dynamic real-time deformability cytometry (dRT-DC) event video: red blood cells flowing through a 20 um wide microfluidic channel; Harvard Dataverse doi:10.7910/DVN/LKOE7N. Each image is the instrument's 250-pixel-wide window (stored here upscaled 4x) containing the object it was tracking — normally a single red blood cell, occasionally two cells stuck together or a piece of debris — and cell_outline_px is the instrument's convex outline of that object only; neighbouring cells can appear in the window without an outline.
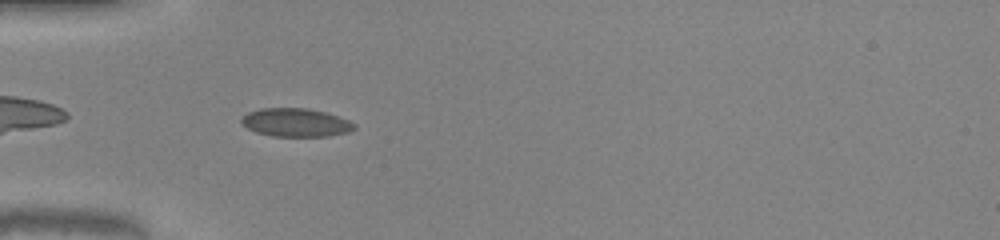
{"species": "common noctule bat (a hibernating species)", "species_latin": "Nyctalus noctula", "temperature_condition": "warm", "stored_images_in_passage": 32, "camera_frame_rate_fps": 3000, "um_per_image_px": 0.085, "animal": {"sex": "male", "body_mass_g": 20.0, "forearm_length_mm": 53.3}, "frame": {"image": 1, "passage_image": 2, "time_ms": 0.333, "image_size_px": [1000, 240], "cell_outline_px": [[356, 128], [348, 132], [328, 136], [272, 136], [256, 132], [240, 124], [240, 120], [248, 112], [260, 108], [308, 108], [324, 112], [348, 120], [356, 124]], "centroid_in_image_um": [25.12, 10.41], "position_along_channel_um": 59.9, "area_um2": 18.61}}
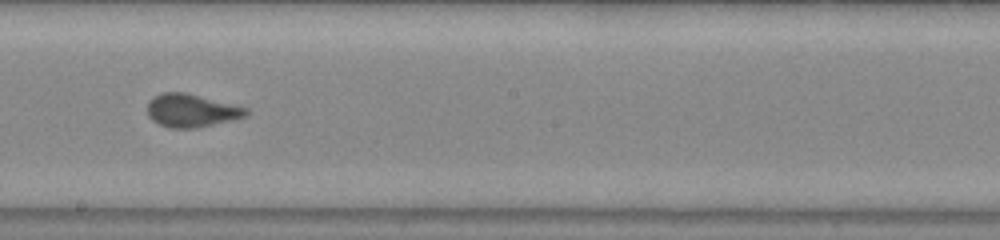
{"frame": {"image": 2, "passage_image": 15, "time_ms": 4.667, "image_size_px": [1000, 240], "cell_outline_px": [[248, 116], [196, 128], [168, 128], [152, 120], [148, 116], [148, 100], [164, 92], [184, 92], [248, 108]], "centroid_in_image_um": [16.26, 9.4], "position_along_channel_um": 231.9, "area_um2": 18.84}}
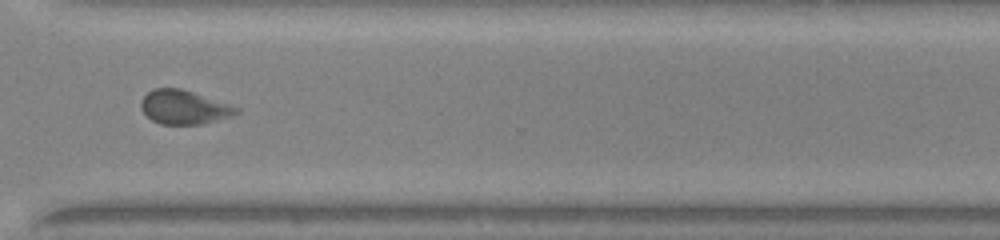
{"frame": {"image": 3, "passage_image": 24, "time_ms": 7.667, "image_size_px": [1000, 240], "cell_outline_px": [[240, 112], [232, 116], [204, 124], [160, 124], [152, 120], [140, 108], [140, 100], [148, 92], [156, 88], [180, 88], [240, 108]], "centroid_in_image_um": [15.63, 9.12], "position_along_channel_um": 355.0, "area_um2": 18.73}, "authors_computed_cell_mechanics": {"area_um2": 18.5249, "velocity_mm_per_s": 4.0845, "shape_relaxation_time_tau1_ms": 3.1958, "shape_relaxation_time_tau2_ms": null, "deformation_change_tau1": 0.1011, "deformation_change_tau2": null}}